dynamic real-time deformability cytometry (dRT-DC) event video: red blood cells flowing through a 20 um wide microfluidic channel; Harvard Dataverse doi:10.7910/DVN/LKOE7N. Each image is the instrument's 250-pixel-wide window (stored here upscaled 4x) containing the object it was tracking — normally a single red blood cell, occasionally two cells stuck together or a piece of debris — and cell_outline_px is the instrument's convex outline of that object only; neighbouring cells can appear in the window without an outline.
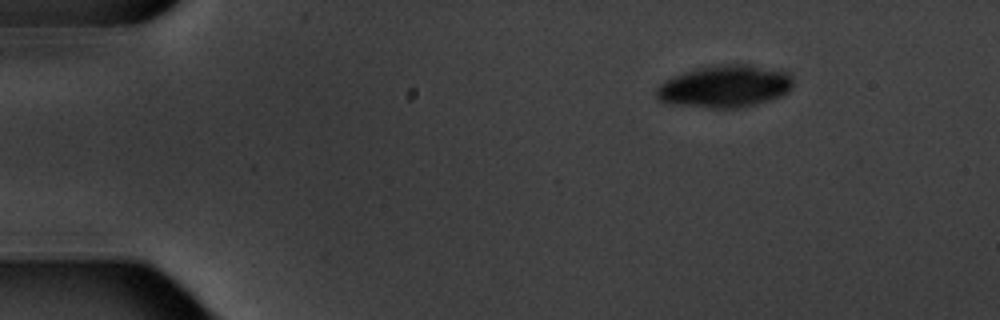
{"species": "common noctule bat (a hibernating species)", "species_latin": "Nyctalus noctula", "temperature_condition": "warm", "stored_images_in_passage": 9, "camera_frame_rate_fps": 3000, "um_per_image_px": 0.085, "animal": {"sex": "male", "body_mass_g": 20.1, "forearm_length_mm": 53.5}, "frame": {"image": 1, "passage_image": 1, "time_ms": 0.0, "image_size_px": [1000, 320], "cell_outline_px": [[792, 88], [788, 92], [780, 96], [756, 104], [736, 108], [712, 108], [672, 104], [656, 100], [656, 88], [664, 80], [672, 76], [684, 72], [700, 68], [728, 64], [752, 64], [788, 72], [792, 76]], "centroid_in_image_um": [61.61, 7.34], "position_along_channel_um": 23.4, "area_um2": 33.7}}